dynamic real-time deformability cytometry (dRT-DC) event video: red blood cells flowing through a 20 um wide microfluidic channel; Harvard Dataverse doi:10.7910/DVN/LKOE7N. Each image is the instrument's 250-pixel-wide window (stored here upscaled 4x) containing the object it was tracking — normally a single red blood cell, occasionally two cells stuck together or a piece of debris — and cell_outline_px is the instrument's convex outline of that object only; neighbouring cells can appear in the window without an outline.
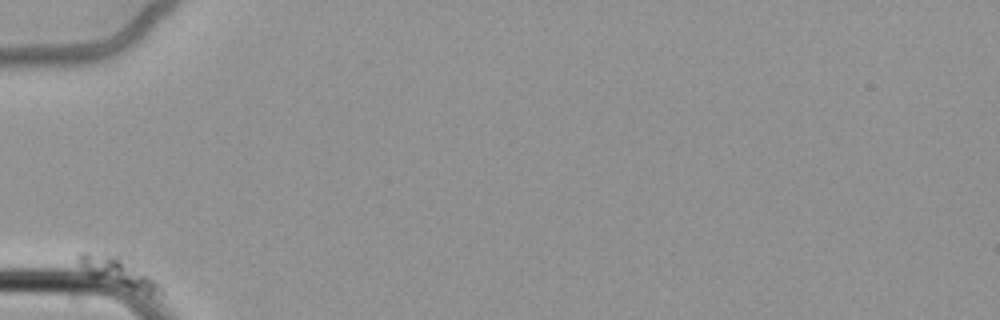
{"species": "common noctule bat (a hibernating species)", "species_latin": "Nyctalus noctula", "temperature_condition": "cold", "stored_images_in_passage": 51, "camera_frame_rate_fps": 3000, "um_per_image_px": 0.085, "animal": {"sex": "female", "body_mass_g": 22.7, "forearm_length_mm": 54.2}, "frame": {"image": 1, "passage_image": 1, "time_ms": 0.0, "image_size_px": [1000, 320], "cell_outline_px": [[164, 296], [148, 296], [88, 276], [76, 260], [76, 256], [80, 252], [120, 252], [132, 256], [160, 284], [164, 292]], "centroid_in_image_um": [10.17, 23.11], "position_along_channel_um": 74.8, "area_um2": 16.3}}
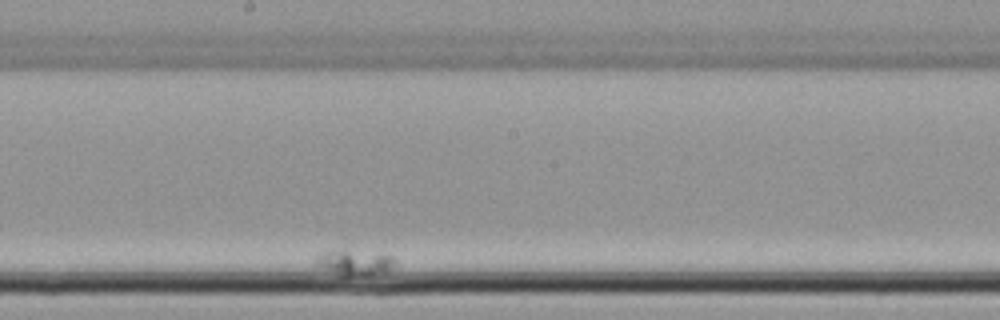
{"frame": {"image": 2, "passage_image": 28, "time_ms": 9.0, "image_size_px": [1000, 320], "cell_outline_px": [[396, 268], [388, 272], [368, 276], [336, 276], [316, 264], [320, 256], [324, 252], [348, 244], [388, 252], [396, 256]], "centroid_in_image_um": [30.32, 22.21], "position_along_channel_um": 217.9, "area_um2": 13.81}}
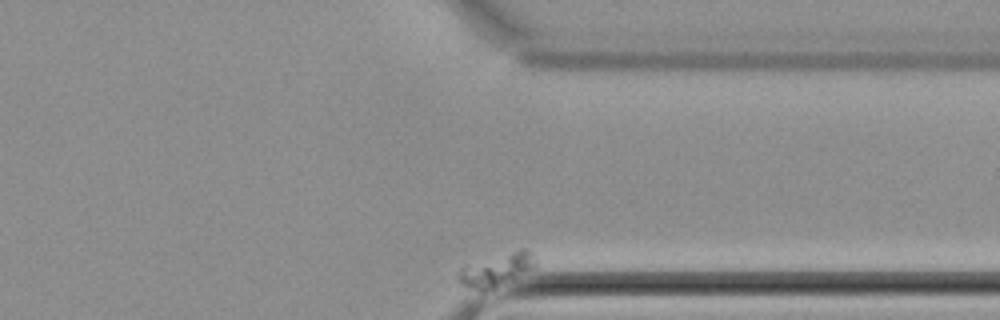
{"frame": {"image": 3, "passage_image": 51, "time_ms": 16.667, "image_size_px": [1000, 320], "cell_outline_px": [[536, 264], [532, 268], [484, 292], [480, 292], [460, 284], [456, 280], [456, 276], [460, 268], [520, 248], [528, 248]], "centroid_in_image_um": [42.13, 22.95], "position_along_channel_um": 369.3, "area_um2": 14.16}}